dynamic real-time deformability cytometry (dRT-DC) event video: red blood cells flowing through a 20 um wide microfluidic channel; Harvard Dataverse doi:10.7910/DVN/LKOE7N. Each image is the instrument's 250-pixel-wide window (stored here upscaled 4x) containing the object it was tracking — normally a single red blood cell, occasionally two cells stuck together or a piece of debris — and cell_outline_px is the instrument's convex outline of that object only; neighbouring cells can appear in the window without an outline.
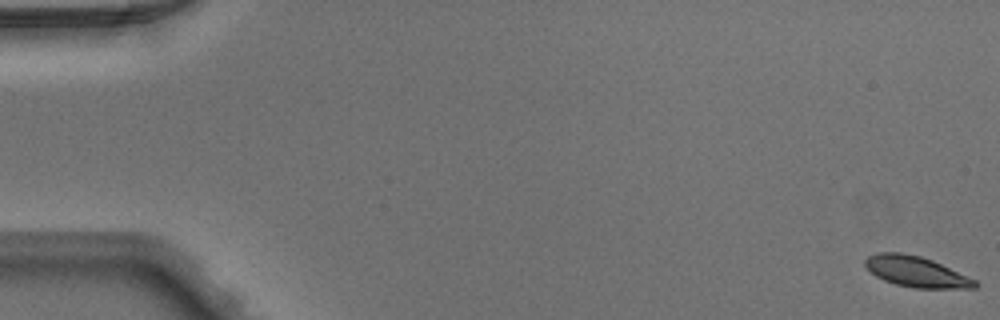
{"species": "Egyptian fruit bat (a non-hibernating species)", "species_latin": "Rousettus aegyptiacus", "temperature_condition": "warm", "stored_images_in_passage": 14, "camera_frame_rate_fps": 3000, "um_per_image_px": 0.085, "animal": {"sex": "male"}, "frame": {"image": 1, "passage_image": 1, "time_ms": 0.0, "image_size_px": [1000, 320], "cell_outline_px": [[980, 284], [976, 288], [916, 288], [896, 284], [884, 280], [876, 276], [864, 264], [864, 260], [868, 256], [876, 252], [900, 252], [920, 256], [932, 260], [976, 280]], "centroid_in_image_um": [77.88, 23.09], "position_along_channel_um": 7.1, "area_um2": 19.48}}